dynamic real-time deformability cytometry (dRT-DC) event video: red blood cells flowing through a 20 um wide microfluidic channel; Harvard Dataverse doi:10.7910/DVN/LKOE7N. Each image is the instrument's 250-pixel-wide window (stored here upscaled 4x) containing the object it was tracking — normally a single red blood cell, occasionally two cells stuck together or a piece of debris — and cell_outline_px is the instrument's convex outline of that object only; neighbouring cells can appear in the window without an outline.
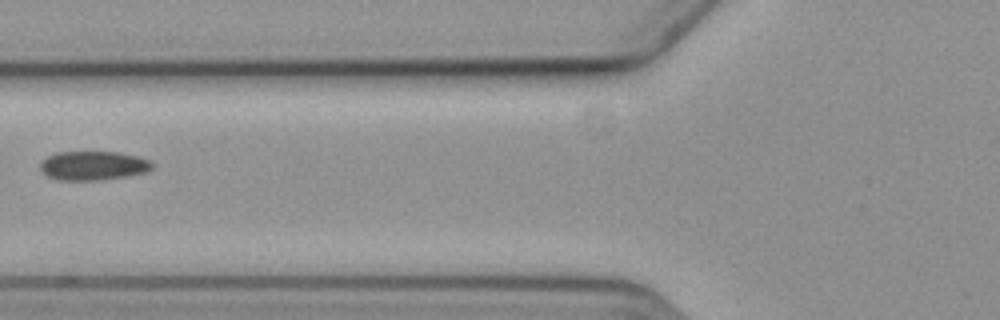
{"species": "common noctule bat (a hibernating species)", "species_latin": "Nyctalus noctula", "temperature_condition": "cold", "stored_images_in_passage": 6, "camera_frame_rate_fps": 3000, "um_per_image_px": 0.085, "animal": {"sex": "female", "body_mass_g": 19.3, "forearm_length_mm": 54.1}, "frame": {"image": 1, "passage_image": 3, "time_ms": 5.667, "image_size_px": [1000, 320], "cell_outline_px": [[156, 164], [148, 172], [124, 176], [96, 180], [56, 180], [48, 176], [40, 168], [40, 160], [56, 152], [116, 152], [140, 156]], "centroid_in_image_um": [7.93, 14.07], "position_along_channel_um": 117.9, "area_um2": 19.02}}
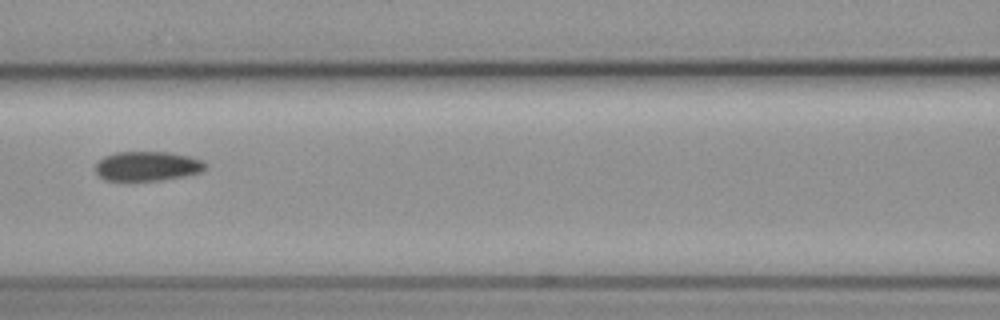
{"frame": {"image": 2, "passage_image": 4, "time_ms": 6.667, "image_size_px": [1000, 320], "cell_outline_px": [[208, 164], [200, 172], [184, 176], [160, 180], [128, 184], [104, 180], [96, 172], [96, 164], [104, 156], [116, 152], [168, 152], [188, 156], [204, 160]], "centroid_in_image_um": [12.48, 14.17], "position_along_channel_um": 154.1, "area_um2": 19.59}}